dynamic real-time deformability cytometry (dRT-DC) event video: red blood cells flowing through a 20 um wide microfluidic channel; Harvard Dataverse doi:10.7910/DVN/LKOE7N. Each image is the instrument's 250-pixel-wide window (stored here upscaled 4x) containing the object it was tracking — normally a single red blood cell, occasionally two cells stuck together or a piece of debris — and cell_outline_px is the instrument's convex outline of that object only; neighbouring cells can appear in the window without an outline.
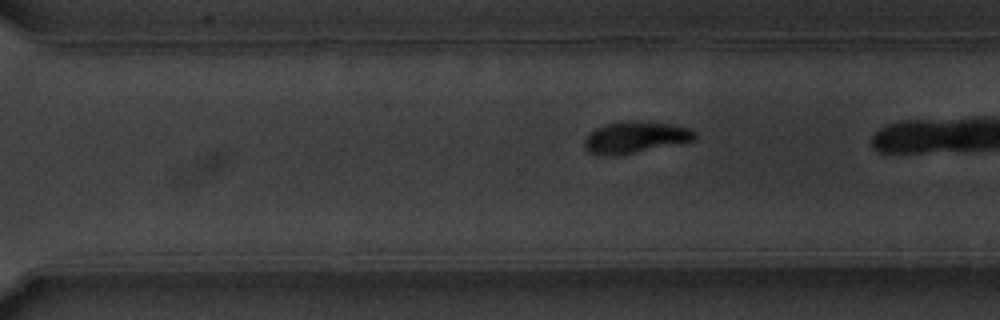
{"species": "common noctule bat (a hibernating species)", "species_latin": "Nyctalus noctula", "temperature_condition": "warm", "stored_images_in_passage": 42, "camera_frame_rate_fps": 3000, "um_per_image_px": 0.085, "animal": {"sex": "male", "body_mass_g": 20.1, "forearm_length_mm": 53.5}, "frame": {"image": 1, "passage_image": 37, "time_ms": 12.0, "image_size_px": [1000, 320], "cell_outline_px": [[696, 140], [612, 156], [604, 156], [588, 152], [584, 148], [584, 140], [596, 128], [604, 124], [624, 120], [628, 120], [672, 124], [688, 128], [696, 132]], "centroid_in_image_um": [53.97, 11.66], "position_along_channel_um": 316.6, "area_um2": 20.11}}